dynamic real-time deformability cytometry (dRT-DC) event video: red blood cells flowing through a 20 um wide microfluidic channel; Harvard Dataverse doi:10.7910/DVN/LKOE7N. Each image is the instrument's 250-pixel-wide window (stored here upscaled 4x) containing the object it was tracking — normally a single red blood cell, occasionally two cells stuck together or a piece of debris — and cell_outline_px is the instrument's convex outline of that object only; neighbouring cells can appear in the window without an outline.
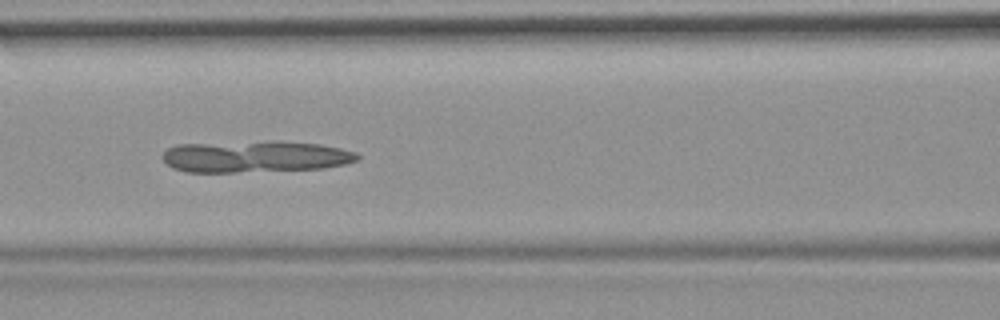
{"species": "common noctule bat (a hibernating species)", "species_latin": "Nyctalus noctula", "temperature_condition": "room temperature", "stored_images_in_passage": 39, "camera_frame_rate_fps": 3000, "um_per_image_px": 0.085, "animal": {"sex": "female", "body_mass_g": 19.9}, "frame": {"image": 1, "passage_image": 12, "time_ms": 3.667, "image_size_px": [1000, 320], "cell_outline_px": [[360, 156], [356, 160], [344, 164], [324, 168], [236, 172], [188, 172], [172, 168], [164, 160], [164, 152], [168, 148], [180, 144], [272, 140], [276, 140], [320, 144], [340, 148], [356, 152]], "centroid_in_image_um": [21.7, 13.29], "position_along_channel_um": 144.9, "area_um2": 36.01}}